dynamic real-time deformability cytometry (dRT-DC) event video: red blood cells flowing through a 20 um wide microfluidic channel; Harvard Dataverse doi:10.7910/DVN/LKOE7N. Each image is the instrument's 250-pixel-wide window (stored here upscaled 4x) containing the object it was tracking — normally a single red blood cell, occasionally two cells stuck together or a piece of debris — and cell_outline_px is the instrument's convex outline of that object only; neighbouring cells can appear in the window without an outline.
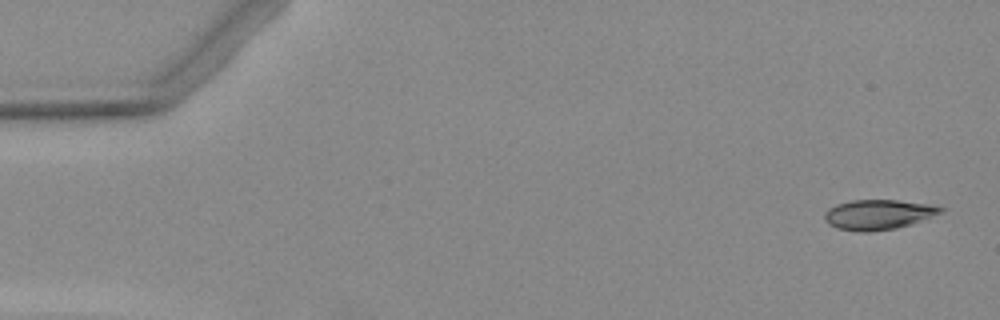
{"species": "Egyptian fruit bat (a non-hibernating species)", "species_latin": "Rousettus aegyptiacus", "temperature_condition": "warm", "stored_images_in_passage": 5, "camera_frame_rate_fps": 3000, "um_per_image_px": 0.085, "animal": {"sex": "female"}, "frame": {"image": 1, "passage_image": 1, "time_ms": 0.0, "image_size_px": [1000, 320], "cell_outline_px": [[944, 212], [912, 224], [896, 228], [868, 232], [860, 232], [836, 228], [828, 224], [824, 220], [824, 212], [828, 208], [836, 204], [852, 200], [896, 200], [928, 204], [944, 208]], "centroid_in_image_um": [74.62, 18.24], "position_along_channel_um": 10.4, "area_um2": 20.4}}
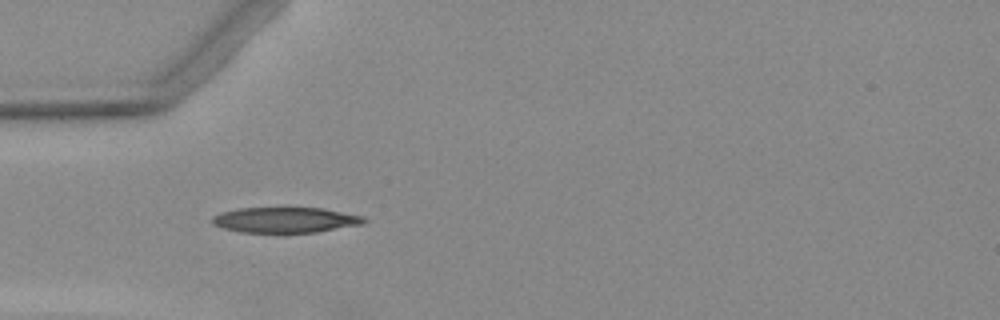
{"frame": {"image": 2, "passage_image": 4, "time_ms": 4.667, "image_size_px": [1000, 320], "cell_outline_px": [[368, 220], [364, 224], [316, 232], [240, 232], [224, 228], [212, 224], [212, 216], [220, 212], [236, 208], [284, 204], [324, 208], [364, 216]], "centroid_in_image_um": [24.25, 18.63], "position_along_channel_um": 60.8, "area_um2": 23.87}}
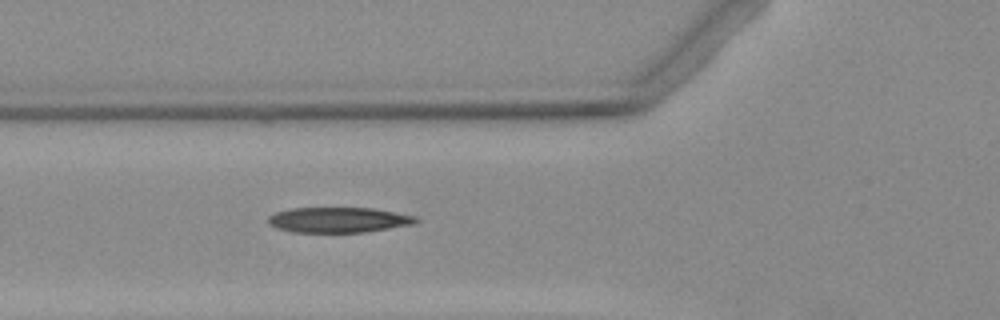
{"frame": {"image": 3, "passage_image": 5, "time_ms": 5.667, "image_size_px": [1000, 320], "cell_outline_px": [[420, 220], [412, 224], [364, 232], [292, 232], [276, 228], [268, 224], [268, 216], [276, 212], [292, 208], [372, 208], [416, 216]], "centroid_in_image_um": [28.73, 18.69], "position_along_channel_um": 97.1, "area_um2": 21.68}}